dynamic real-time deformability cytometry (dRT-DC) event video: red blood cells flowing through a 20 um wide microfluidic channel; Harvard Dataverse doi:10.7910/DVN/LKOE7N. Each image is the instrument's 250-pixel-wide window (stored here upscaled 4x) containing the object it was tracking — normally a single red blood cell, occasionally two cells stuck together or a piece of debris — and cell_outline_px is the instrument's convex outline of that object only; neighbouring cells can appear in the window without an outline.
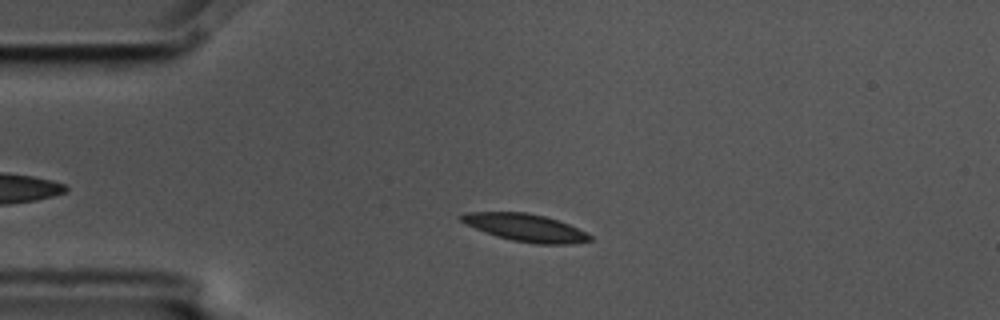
{"species": "common noctule bat (a hibernating species)", "species_latin": "Nyctalus noctula", "temperature_condition": "cold", "stored_images_in_passage": 5, "camera_frame_rate_fps": 3000, "um_per_image_px": 0.085, "animal": {"sex": "male", "body_mass_g": 17.5, "forearm_length_mm": 52.3}, "frame": {"image": 1, "passage_image": 3, "time_ms": 0.667, "image_size_px": [1000, 320], "cell_outline_px": [[592, 240], [568, 244], [536, 244], [512, 240], [496, 236], [464, 224], [456, 216], [464, 212], [524, 212], [544, 216], [568, 224], [588, 232], [592, 236]], "centroid_in_image_um": [44.63, 19.34], "position_along_channel_um": 40.4, "area_um2": 20.69}}